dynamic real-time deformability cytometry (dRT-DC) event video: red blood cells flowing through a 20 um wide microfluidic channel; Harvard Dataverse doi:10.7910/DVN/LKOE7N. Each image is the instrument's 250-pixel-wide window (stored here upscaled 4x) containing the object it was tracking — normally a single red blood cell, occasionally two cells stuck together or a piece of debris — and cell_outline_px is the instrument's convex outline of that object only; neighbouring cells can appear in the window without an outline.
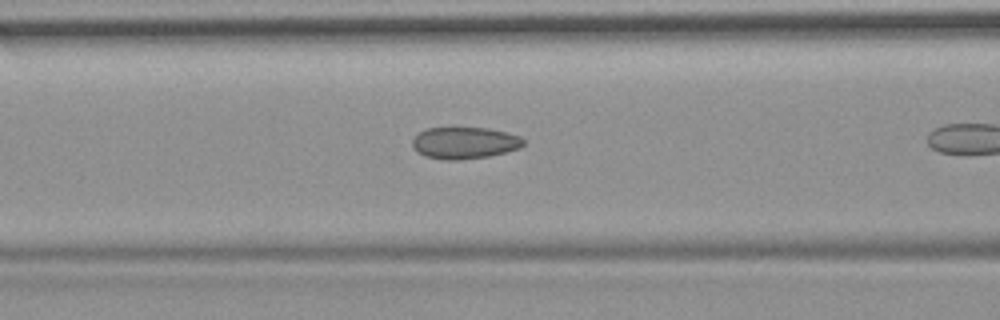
{"species": "common noctule bat (a hibernating species)", "species_latin": "Nyctalus noctula", "temperature_condition": "room temperature", "stored_images_in_passage": 11, "camera_frame_rate_fps": 3000, "um_per_image_px": 0.085, "animal": {"sex": "female", "body_mass_g": 19.9}, "frame": {"image": 1, "passage_image": 7, "time_ms": 2.0, "image_size_px": [1000, 320], "cell_outline_px": [[524, 144], [520, 148], [488, 156], [460, 160], [444, 160], [424, 156], [416, 152], [412, 148], [412, 140], [420, 132], [428, 128], [488, 128], [520, 136], [524, 140]], "centroid_in_image_um": [39.45, 12.16], "position_along_channel_um": 127.1, "area_um2": 20.52}}
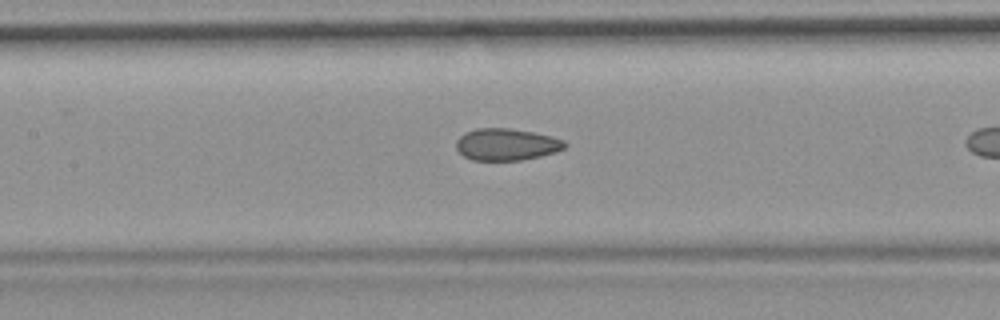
{"frame": {"image": 2, "passage_image": 10, "time_ms": 3.0, "image_size_px": [1000, 320], "cell_outline_px": [[568, 144], [564, 148], [556, 152], [540, 156], [520, 160], [472, 160], [464, 156], [456, 148], [456, 140], [464, 132], [476, 128], [508, 128], [532, 132], [552, 136], [564, 140]], "centroid_in_image_um": [43.04, 12.27], "position_along_channel_um": 164.4, "area_um2": 20.23}}